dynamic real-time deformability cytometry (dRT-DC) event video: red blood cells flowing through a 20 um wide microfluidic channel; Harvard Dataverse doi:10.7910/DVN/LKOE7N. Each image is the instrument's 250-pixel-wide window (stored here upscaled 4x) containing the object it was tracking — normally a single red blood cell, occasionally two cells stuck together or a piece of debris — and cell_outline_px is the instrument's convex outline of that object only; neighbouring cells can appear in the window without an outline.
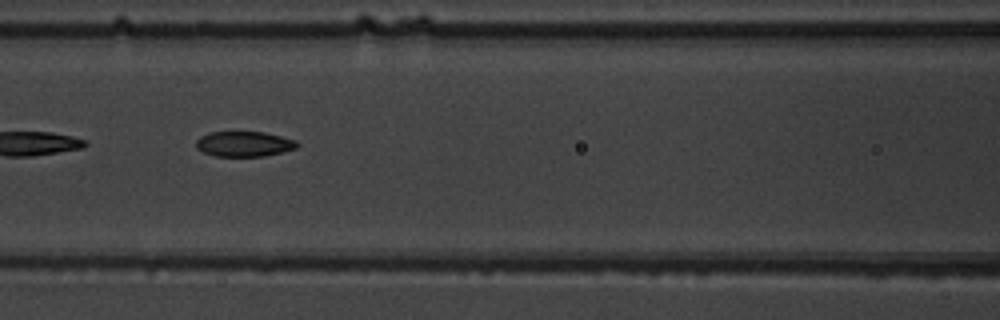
{"species": "common noctule bat (a hibernating species)", "species_latin": "Nyctalus noctula", "temperature_condition": "warm", "stored_images_in_passage": 8, "camera_frame_rate_fps": 3000, "um_per_image_px": 0.085, "animal": {"sex": "male", "body_mass_g": 19.5, "forearm_length_mm": 54.6}, "frame": {"image": 1, "passage_image": 6, "time_ms": 6.667, "image_size_px": [1000, 320], "cell_outline_px": [[300, 144], [296, 148], [264, 156], [216, 156], [204, 152], [196, 148], [196, 140], [200, 136], [212, 132], [264, 132], [296, 140]], "centroid_in_image_um": [20.75, 12.23], "position_along_channel_um": 145.9, "area_um2": 14.74}}
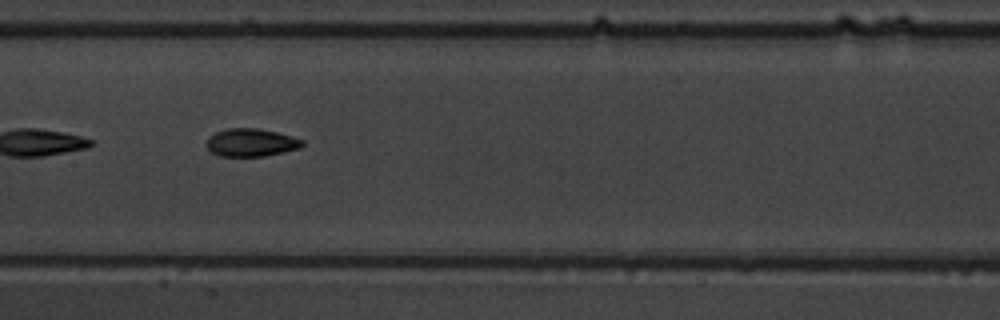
{"frame": {"image": 2, "passage_image": 7, "time_ms": 7.667, "image_size_px": [1000, 320], "cell_outline_px": [[304, 144], [300, 148], [284, 152], [264, 156], [220, 156], [212, 152], [204, 144], [208, 136], [216, 132], [228, 128], [256, 128], [276, 132], [292, 136], [304, 140]], "centroid_in_image_um": [21.33, 12.11], "position_along_channel_um": 186.1, "area_um2": 15.66}}
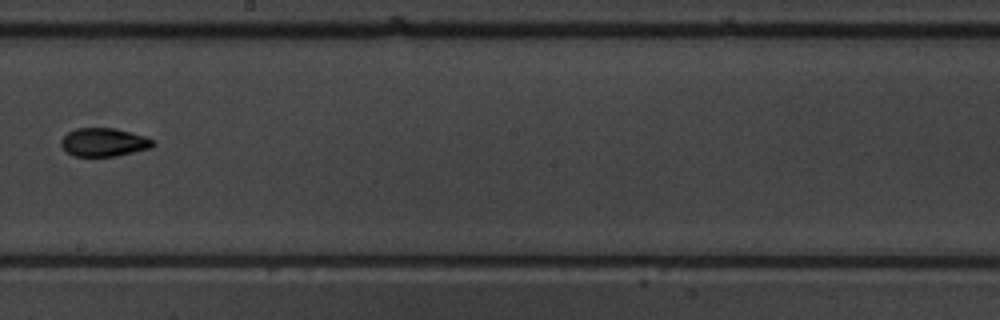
{"frame": {"image": 3, "passage_image": 8, "time_ms": 9.0, "image_size_px": [1000, 320], "cell_outline_px": [[156, 144], [152, 148], [116, 156], [72, 156], [60, 144], [60, 140], [68, 132], [76, 128], [112, 128], [144, 136], [156, 140]], "centroid_in_image_um": [8.85, 12.1], "position_along_channel_um": 239.3, "area_um2": 15.2}}